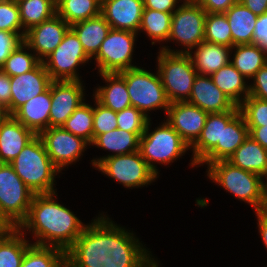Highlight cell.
<instances>
[{
  "label": "cell",
  "mask_w": 267,
  "mask_h": 267,
  "mask_svg": "<svg viewBox=\"0 0 267 267\" xmlns=\"http://www.w3.org/2000/svg\"><path fill=\"white\" fill-rule=\"evenodd\" d=\"M249 136L267 150V126L248 127Z\"/></svg>",
  "instance_id": "cell-51"
},
{
  "label": "cell",
  "mask_w": 267,
  "mask_h": 267,
  "mask_svg": "<svg viewBox=\"0 0 267 267\" xmlns=\"http://www.w3.org/2000/svg\"><path fill=\"white\" fill-rule=\"evenodd\" d=\"M66 252L57 247L32 244L23 257L20 267H64Z\"/></svg>",
  "instance_id": "cell-36"
},
{
  "label": "cell",
  "mask_w": 267,
  "mask_h": 267,
  "mask_svg": "<svg viewBox=\"0 0 267 267\" xmlns=\"http://www.w3.org/2000/svg\"><path fill=\"white\" fill-rule=\"evenodd\" d=\"M150 121L151 119L139 139V152L150 169L159 177L160 171L155 164L167 166L184 156L190 147L165 119L154 130L151 129Z\"/></svg>",
  "instance_id": "cell-5"
},
{
  "label": "cell",
  "mask_w": 267,
  "mask_h": 267,
  "mask_svg": "<svg viewBox=\"0 0 267 267\" xmlns=\"http://www.w3.org/2000/svg\"><path fill=\"white\" fill-rule=\"evenodd\" d=\"M133 231L100 213L66 251L67 267H159Z\"/></svg>",
  "instance_id": "cell-1"
},
{
  "label": "cell",
  "mask_w": 267,
  "mask_h": 267,
  "mask_svg": "<svg viewBox=\"0 0 267 267\" xmlns=\"http://www.w3.org/2000/svg\"><path fill=\"white\" fill-rule=\"evenodd\" d=\"M18 5L25 31L57 14L56 0H20Z\"/></svg>",
  "instance_id": "cell-35"
},
{
  "label": "cell",
  "mask_w": 267,
  "mask_h": 267,
  "mask_svg": "<svg viewBox=\"0 0 267 267\" xmlns=\"http://www.w3.org/2000/svg\"><path fill=\"white\" fill-rule=\"evenodd\" d=\"M57 195L56 192L34 194L28 216L18 229L24 234L32 232V240H35L32 244L57 247L66 252L87 224L57 202Z\"/></svg>",
  "instance_id": "cell-2"
},
{
  "label": "cell",
  "mask_w": 267,
  "mask_h": 267,
  "mask_svg": "<svg viewBox=\"0 0 267 267\" xmlns=\"http://www.w3.org/2000/svg\"><path fill=\"white\" fill-rule=\"evenodd\" d=\"M119 74L125 79L132 106L143 112L148 118H150L149 114L152 110L163 109L164 113H167L170 102L158 71L153 73L138 66Z\"/></svg>",
  "instance_id": "cell-6"
},
{
  "label": "cell",
  "mask_w": 267,
  "mask_h": 267,
  "mask_svg": "<svg viewBox=\"0 0 267 267\" xmlns=\"http://www.w3.org/2000/svg\"><path fill=\"white\" fill-rule=\"evenodd\" d=\"M99 76L105 85L95 88L92 96L100 104L116 113L132 106L125 79L119 73H100Z\"/></svg>",
  "instance_id": "cell-24"
},
{
  "label": "cell",
  "mask_w": 267,
  "mask_h": 267,
  "mask_svg": "<svg viewBox=\"0 0 267 267\" xmlns=\"http://www.w3.org/2000/svg\"><path fill=\"white\" fill-rule=\"evenodd\" d=\"M95 1H97L100 5H102L105 0H95Z\"/></svg>",
  "instance_id": "cell-57"
},
{
  "label": "cell",
  "mask_w": 267,
  "mask_h": 267,
  "mask_svg": "<svg viewBox=\"0 0 267 267\" xmlns=\"http://www.w3.org/2000/svg\"><path fill=\"white\" fill-rule=\"evenodd\" d=\"M62 128L91 144L93 142V105L82 103L65 121Z\"/></svg>",
  "instance_id": "cell-37"
},
{
  "label": "cell",
  "mask_w": 267,
  "mask_h": 267,
  "mask_svg": "<svg viewBox=\"0 0 267 267\" xmlns=\"http://www.w3.org/2000/svg\"><path fill=\"white\" fill-rule=\"evenodd\" d=\"M10 78V115H13L28 100L45 92L52 82L42 62L33 70Z\"/></svg>",
  "instance_id": "cell-18"
},
{
  "label": "cell",
  "mask_w": 267,
  "mask_h": 267,
  "mask_svg": "<svg viewBox=\"0 0 267 267\" xmlns=\"http://www.w3.org/2000/svg\"><path fill=\"white\" fill-rule=\"evenodd\" d=\"M144 9H153L166 13H173L180 2L178 0H145Z\"/></svg>",
  "instance_id": "cell-49"
},
{
  "label": "cell",
  "mask_w": 267,
  "mask_h": 267,
  "mask_svg": "<svg viewBox=\"0 0 267 267\" xmlns=\"http://www.w3.org/2000/svg\"><path fill=\"white\" fill-rule=\"evenodd\" d=\"M9 116L7 108L0 103V124Z\"/></svg>",
  "instance_id": "cell-55"
},
{
  "label": "cell",
  "mask_w": 267,
  "mask_h": 267,
  "mask_svg": "<svg viewBox=\"0 0 267 267\" xmlns=\"http://www.w3.org/2000/svg\"><path fill=\"white\" fill-rule=\"evenodd\" d=\"M198 106L208 114L231 111L236 104L213 82L211 76L195 77L189 99L186 101Z\"/></svg>",
  "instance_id": "cell-19"
},
{
  "label": "cell",
  "mask_w": 267,
  "mask_h": 267,
  "mask_svg": "<svg viewBox=\"0 0 267 267\" xmlns=\"http://www.w3.org/2000/svg\"><path fill=\"white\" fill-rule=\"evenodd\" d=\"M144 4L140 0H105L101 14L111 29L127 30L138 34Z\"/></svg>",
  "instance_id": "cell-20"
},
{
  "label": "cell",
  "mask_w": 267,
  "mask_h": 267,
  "mask_svg": "<svg viewBox=\"0 0 267 267\" xmlns=\"http://www.w3.org/2000/svg\"><path fill=\"white\" fill-rule=\"evenodd\" d=\"M18 228L0 240V267H20L26 250L32 241ZM27 239V240H26Z\"/></svg>",
  "instance_id": "cell-33"
},
{
  "label": "cell",
  "mask_w": 267,
  "mask_h": 267,
  "mask_svg": "<svg viewBox=\"0 0 267 267\" xmlns=\"http://www.w3.org/2000/svg\"><path fill=\"white\" fill-rule=\"evenodd\" d=\"M139 139L140 138L135 133L118 128L98 135L90 145L112 153L102 157H94L91 160L92 167L95 168L106 157L139 151Z\"/></svg>",
  "instance_id": "cell-25"
},
{
  "label": "cell",
  "mask_w": 267,
  "mask_h": 267,
  "mask_svg": "<svg viewBox=\"0 0 267 267\" xmlns=\"http://www.w3.org/2000/svg\"><path fill=\"white\" fill-rule=\"evenodd\" d=\"M204 41L232 47L231 29L225 13H207Z\"/></svg>",
  "instance_id": "cell-39"
},
{
  "label": "cell",
  "mask_w": 267,
  "mask_h": 267,
  "mask_svg": "<svg viewBox=\"0 0 267 267\" xmlns=\"http://www.w3.org/2000/svg\"><path fill=\"white\" fill-rule=\"evenodd\" d=\"M150 119L134 106H130L117 112V128L133 132L140 138Z\"/></svg>",
  "instance_id": "cell-41"
},
{
  "label": "cell",
  "mask_w": 267,
  "mask_h": 267,
  "mask_svg": "<svg viewBox=\"0 0 267 267\" xmlns=\"http://www.w3.org/2000/svg\"><path fill=\"white\" fill-rule=\"evenodd\" d=\"M248 136V127L237 105L231 111L223 112L221 143H217L197 167L228 160Z\"/></svg>",
  "instance_id": "cell-14"
},
{
  "label": "cell",
  "mask_w": 267,
  "mask_h": 267,
  "mask_svg": "<svg viewBox=\"0 0 267 267\" xmlns=\"http://www.w3.org/2000/svg\"><path fill=\"white\" fill-rule=\"evenodd\" d=\"M260 212L267 215V178L266 182H264V200Z\"/></svg>",
  "instance_id": "cell-54"
},
{
  "label": "cell",
  "mask_w": 267,
  "mask_h": 267,
  "mask_svg": "<svg viewBox=\"0 0 267 267\" xmlns=\"http://www.w3.org/2000/svg\"><path fill=\"white\" fill-rule=\"evenodd\" d=\"M70 28L75 32L84 51L91 59L97 54L111 30V26L101 13L96 17L77 22Z\"/></svg>",
  "instance_id": "cell-26"
},
{
  "label": "cell",
  "mask_w": 267,
  "mask_h": 267,
  "mask_svg": "<svg viewBox=\"0 0 267 267\" xmlns=\"http://www.w3.org/2000/svg\"><path fill=\"white\" fill-rule=\"evenodd\" d=\"M89 60L92 59L84 51L75 32L69 28L62 42L42 63L52 80L82 81L77 70L81 65L89 64Z\"/></svg>",
  "instance_id": "cell-12"
},
{
  "label": "cell",
  "mask_w": 267,
  "mask_h": 267,
  "mask_svg": "<svg viewBox=\"0 0 267 267\" xmlns=\"http://www.w3.org/2000/svg\"><path fill=\"white\" fill-rule=\"evenodd\" d=\"M51 107V84L43 93L24 103L13 116L26 128L39 135L49 128V113Z\"/></svg>",
  "instance_id": "cell-23"
},
{
  "label": "cell",
  "mask_w": 267,
  "mask_h": 267,
  "mask_svg": "<svg viewBox=\"0 0 267 267\" xmlns=\"http://www.w3.org/2000/svg\"><path fill=\"white\" fill-rule=\"evenodd\" d=\"M253 44H259L267 51V12L258 16L256 20Z\"/></svg>",
  "instance_id": "cell-46"
},
{
  "label": "cell",
  "mask_w": 267,
  "mask_h": 267,
  "mask_svg": "<svg viewBox=\"0 0 267 267\" xmlns=\"http://www.w3.org/2000/svg\"><path fill=\"white\" fill-rule=\"evenodd\" d=\"M208 113L188 102H173L166 113V121L178 132L183 141L191 147L198 139L205 125Z\"/></svg>",
  "instance_id": "cell-16"
},
{
  "label": "cell",
  "mask_w": 267,
  "mask_h": 267,
  "mask_svg": "<svg viewBox=\"0 0 267 267\" xmlns=\"http://www.w3.org/2000/svg\"><path fill=\"white\" fill-rule=\"evenodd\" d=\"M95 169L127 189L147 187L159 178L150 169L139 151L106 157Z\"/></svg>",
  "instance_id": "cell-11"
},
{
  "label": "cell",
  "mask_w": 267,
  "mask_h": 267,
  "mask_svg": "<svg viewBox=\"0 0 267 267\" xmlns=\"http://www.w3.org/2000/svg\"><path fill=\"white\" fill-rule=\"evenodd\" d=\"M255 15L260 16L267 12V0H239Z\"/></svg>",
  "instance_id": "cell-50"
},
{
  "label": "cell",
  "mask_w": 267,
  "mask_h": 267,
  "mask_svg": "<svg viewBox=\"0 0 267 267\" xmlns=\"http://www.w3.org/2000/svg\"><path fill=\"white\" fill-rule=\"evenodd\" d=\"M32 52L30 47L23 41L12 51L1 69L10 77L33 70L41 61Z\"/></svg>",
  "instance_id": "cell-38"
},
{
  "label": "cell",
  "mask_w": 267,
  "mask_h": 267,
  "mask_svg": "<svg viewBox=\"0 0 267 267\" xmlns=\"http://www.w3.org/2000/svg\"><path fill=\"white\" fill-rule=\"evenodd\" d=\"M230 63L249 80L267 63V51L259 44H239L231 48Z\"/></svg>",
  "instance_id": "cell-29"
},
{
  "label": "cell",
  "mask_w": 267,
  "mask_h": 267,
  "mask_svg": "<svg viewBox=\"0 0 267 267\" xmlns=\"http://www.w3.org/2000/svg\"><path fill=\"white\" fill-rule=\"evenodd\" d=\"M57 14L70 26L98 16L101 5L95 0H57Z\"/></svg>",
  "instance_id": "cell-34"
},
{
  "label": "cell",
  "mask_w": 267,
  "mask_h": 267,
  "mask_svg": "<svg viewBox=\"0 0 267 267\" xmlns=\"http://www.w3.org/2000/svg\"><path fill=\"white\" fill-rule=\"evenodd\" d=\"M137 35L127 30L111 29L92 58L96 63L95 68L98 67L97 73H120L138 67L133 63Z\"/></svg>",
  "instance_id": "cell-10"
},
{
  "label": "cell",
  "mask_w": 267,
  "mask_h": 267,
  "mask_svg": "<svg viewBox=\"0 0 267 267\" xmlns=\"http://www.w3.org/2000/svg\"><path fill=\"white\" fill-rule=\"evenodd\" d=\"M172 14L153 9H143L138 34L145 33L149 40H152L151 45L167 43L171 31Z\"/></svg>",
  "instance_id": "cell-32"
},
{
  "label": "cell",
  "mask_w": 267,
  "mask_h": 267,
  "mask_svg": "<svg viewBox=\"0 0 267 267\" xmlns=\"http://www.w3.org/2000/svg\"><path fill=\"white\" fill-rule=\"evenodd\" d=\"M11 78L0 68V103L7 108L10 115Z\"/></svg>",
  "instance_id": "cell-48"
},
{
  "label": "cell",
  "mask_w": 267,
  "mask_h": 267,
  "mask_svg": "<svg viewBox=\"0 0 267 267\" xmlns=\"http://www.w3.org/2000/svg\"><path fill=\"white\" fill-rule=\"evenodd\" d=\"M249 96L267 101V63L251 78Z\"/></svg>",
  "instance_id": "cell-45"
},
{
  "label": "cell",
  "mask_w": 267,
  "mask_h": 267,
  "mask_svg": "<svg viewBox=\"0 0 267 267\" xmlns=\"http://www.w3.org/2000/svg\"><path fill=\"white\" fill-rule=\"evenodd\" d=\"M34 194L10 163H0V212L16 228L27 218Z\"/></svg>",
  "instance_id": "cell-9"
},
{
  "label": "cell",
  "mask_w": 267,
  "mask_h": 267,
  "mask_svg": "<svg viewBox=\"0 0 267 267\" xmlns=\"http://www.w3.org/2000/svg\"><path fill=\"white\" fill-rule=\"evenodd\" d=\"M214 84L237 106L249 95V81L231 63L211 75Z\"/></svg>",
  "instance_id": "cell-30"
},
{
  "label": "cell",
  "mask_w": 267,
  "mask_h": 267,
  "mask_svg": "<svg viewBox=\"0 0 267 267\" xmlns=\"http://www.w3.org/2000/svg\"><path fill=\"white\" fill-rule=\"evenodd\" d=\"M234 166L267 178V150L251 136L228 159Z\"/></svg>",
  "instance_id": "cell-27"
},
{
  "label": "cell",
  "mask_w": 267,
  "mask_h": 267,
  "mask_svg": "<svg viewBox=\"0 0 267 267\" xmlns=\"http://www.w3.org/2000/svg\"><path fill=\"white\" fill-rule=\"evenodd\" d=\"M206 14L207 12L199 4L182 3L179 5L172 14L171 31L167 43L173 41L182 47L172 50L171 46L162 45L159 50L170 53H188L198 46L204 41Z\"/></svg>",
  "instance_id": "cell-8"
},
{
  "label": "cell",
  "mask_w": 267,
  "mask_h": 267,
  "mask_svg": "<svg viewBox=\"0 0 267 267\" xmlns=\"http://www.w3.org/2000/svg\"><path fill=\"white\" fill-rule=\"evenodd\" d=\"M222 135V113L208 114L205 125L197 141L190 147L192 158L190 165L192 168L217 145L221 143Z\"/></svg>",
  "instance_id": "cell-31"
},
{
  "label": "cell",
  "mask_w": 267,
  "mask_h": 267,
  "mask_svg": "<svg viewBox=\"0 0 267 267\" xmlns=\"http://www.w3.org/2000/svg\"><path fill=\"white\" fill-rule=\"evenodd\" d=\"M181 4H199L201 0H178Z\"/></svg>",
  "instance_id": "cell-56"
},
{
  "label": "cell",
  "mask_w": 267,
  "mask_h": 267,
  "mask_svg": "<svg viewBox=\"0 0 267 267\" xmlns=\"http://www.w3.org/2000/svg\"><path fill=\"white\" fill-rule=\"evenodd\" d=\"M0 30L18 33L23 39L26 31L20 19V9L16 2L0 1Z\"/></svg>",
  "instance_id": "cell-42"
},
{
  "label": "cell",
  "mask_w": 267,
  "mask_h": 267,
  "mask_svg": "<svg viewBox=\"0 0 267 267\" xmlns=\"http://www.w3.org/2000/svg\"><path fill=\"white\" fill-rule=\"evenodd\" d=\"M70 25L58 14L26 31L24 42L42 62L62 42Z\"/></svg>",
  "instance_id": "cell-17"
},
{
  "label": "cell",
  "mask_w": 267,
  "mask_h": 267,
  "mask_svg": "<svg viewBox=\"0 0 267 267\" xmlns=\"http://www.w3.org/2000/svg\"><path fill=\"white\" fill-rule=\"evenodd\" d=\"M207 177L238 200L248 203L259 212L264 200V178L256 173L234 166L228 160L210 163Z\"/></svg>",
  "instance_id": "cell-4"
},
{
  "label": "cell",
  "mask_w": 267,
  "mask_h": 267,
  "mask_svg": "<svg viewBox=\"0 0 267 267\" xmlns=\"http://www.w3.org/2000/svg\"><path fill=\"white\" fill-rule=\"evenodd\" d=\"M93 106V140L100 134L117 129V113L102 104L94 97Z\"/></svg>",
  "instance_id": "cell-43"
},
{
  "label": "cell",
  "mask_w": 267,
  "mask_h": 267,
  "mask_svg": "<svg viewBox=\"0 0 267 267\" xmlns=\"http://www.w3.org/2000/svg\"><path fill=\"white\" fill-rule=\"evenodd\" d=\"M257 217V227L262 242L267 250V215L259 212H255ZM267 267V266H266Z\"/></svg>",
  "instance_id": "cell-52"
},
{
  "label": "cell",
  "mask_w": 267,
  "mask_h": 267,
  "mask_svg": "<svg viewBox=\"0 0 267 267\" xmlns=\"http://www.w3.org/2000/svg\"><path fill=\"white\" fill-rule=\"evenodd\" d=\"M16 227L0 212V240L4 239Z\"/></svg>",
  "instance_id": "cell-53"
},
{
  "label": "cell",
  "mask_w": 267,
  "mask_h": 267,
  "mask_svg": "<svg viewBox=\"0 0 267 267\" xmlns=\"http://www.w3.org/2000/svg\"><path fill=\"white\" fill-rule=\"evenodd\" d=\"M10 1L18 3L20 0H10Z\"/></svg>",
  "instance_id": "cell-58"
},
{
  "label": "cell",
  "mask_w": 267,
  "mask_h": 267,
  "mask_svg": "<svg viewBox=\"0 0 267 267\" xmlns=\"http://www.w3.org/2000/svg\"><path fill=\"white\" fill-rule=\"evenodd\" d=\"M23 38L18 33L0 30V68L12 51L23 42Z\"/></svg>",
  "instance_id": "cell-44"
},
{
  "label": "cell",
  "mask_w": 267,
  "mask_h": 267,
  "mask_svg": "<svg viewBox=\"0 0 267 267\" xmlns=\"http://www.w3.org/2000/svg\"><path fill=\"white\" fill-rule=\"evenodd\" d=\"M10 164L24 184L35 194L57 192L54 186L55 179L62 172L53 165L39 135L28 142Z\"/></svg>",
  "instance_id": "cell-3"
},
{
  "label": "cell",
  "mask_w": 267,
  "mask_h": 267,
  "mask_svg": "<svg viewBox=\"0 0 267 267\" xmlns=\"http://www.w3.org/2000/svg\"><path fill=\"white\" fill-rule=\"evenodd\" d=\"M239 0H201L199 5L207 13H225Z\"/></svg>",
  "instance_id": "cell-47"
},
{
  "label": "cell",
  "mask_w": 267,
  "mask_h": 267,
  "mask_svg": "<svg viewBox=\"0 0 267 267\" xmlns=\"http://www.w3.org/2000/svg\"><path fill=\"white\" fill-rule=\"evenodd\" d=\"M83 81L52 80L49 127H62L85 100Z\"/></svg>",
  "instance_id": "cell-15"
},
{
  "label": "cell",
  "mask_w": 267,
  "mask_h": 267,
  "mask_svg": "<svg viewBox=\"0 0 267 267\" xmlns=\"http://www.w3.org/2000/svg\"><path fill=\"white\" fill-rule=\"evenodd\" d=\"M247 127L267 126V101L247 96L239 105Z\"/></svg>",
  "instance_id": "cell-40"
},
{
  "label": "cell",
  "mask_w": 267,
  "mask_h": 267,
  "mask_svg": "<svg viewBox=\"0 0 267 267\" xmlns=\"http://www.w3.org/2000/svg\"><path fill=\"white\" fill-rule=\"evenodd\" d=\"M41 137L46 152L53 165L61 172L66 167L78 162L90 144L62 127H49L43 130Z\"/></svg>",
  "instance_id": "cell-13"
},
{
  "label": "cell",
  "mask_w": 267,
  "mask_h": 267,
  "mask_svg": "<svg viewBox=\"0 0 267 267\" xmlns=\"http://www.w3.org/2000/svg\"><path fill=\"white\" fill-rule=\"evenodd\" d=\"M157 68L170 103L189 99L195 77L198 75L187 53L159 50Z\"/></svg>",
  "instance_id": "cell-7"
},
{
  "label": "cell",
  "mask_w": 267,
  "mask_h": 267,
  "mask_svg": "<svg viewBox=\"0 0 267 267\" xmlns=\"http://www.w3.org/2000/svg\"><path fill=\"white\" fill-rule=\"evenodd\" d=\"M36 134L13 115L0 124V163H10Z\"/></svg>",
  "instance_id": "cell-21"
},
{
  "label": "cell",
  "mask_w": 267,
  "mask_h": 267,
  "mask_svg": "<svg viewBox=\"0 0 267 267\" xmlns=\"http://www.w3.org/2000/svg\"><path fill=\"white\" fill-rule=\"evenodd\" d=\"M231 48L203 41L187 54L198 75L211 76L230 63Z\"/></svg>",
  "instance_id": "cell-22"
},
{
  "label": "cell",
  "mask_w": 267,
  "mask_h": 267,
  "mask_svg": "<svg viewBox=\"0 0 267 267\" xmlns=\"http://www.w3.org/2000/svg\"><path fill=\"white\" fill-rule=\"evenodd\" d=\"M225 15L231 29L232 47L239 44H253L254 28L258 16L239 1L232 5Z\"/></svg>",
  "instance_id": "cell-28"
}]
</instances>
